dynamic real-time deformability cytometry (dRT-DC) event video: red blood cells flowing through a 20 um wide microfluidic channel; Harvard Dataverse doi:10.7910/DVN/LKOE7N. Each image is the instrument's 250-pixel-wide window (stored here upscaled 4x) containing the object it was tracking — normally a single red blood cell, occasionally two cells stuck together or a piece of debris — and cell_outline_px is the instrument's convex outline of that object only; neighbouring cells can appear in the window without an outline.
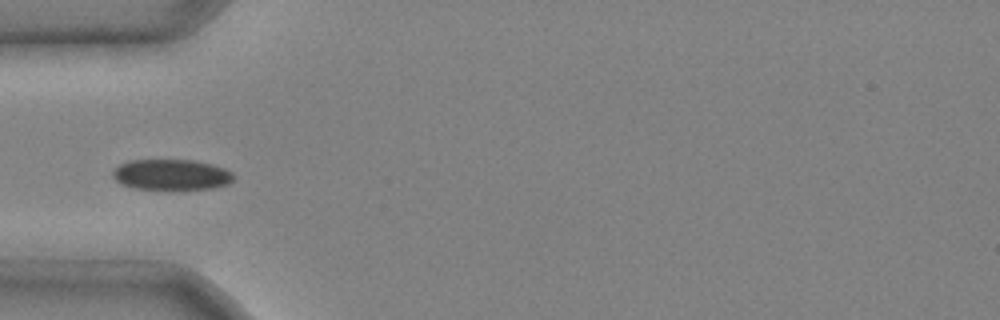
{"species": "common noctule bat (a hibernating species)", "species_latin": "Nyctalus noctula", "temperature_condition": "cold", "stored_images_in_passage": 4, "camera_frame_rate_fps": 3000, "um_per_image_px": 0.085, "animal": {"sex": "male", "body_mass_g": 20.4}, "frame": {"image": 1, "passage_image": 3, "time_ms": 0.667, "image_size_px": [1000, 320], "cell_outline_px": [[236, 176], [228, 184], [216, 188], [136, 188], [120, 184], [112, 176], [112, 172], [120, 164], [128, 160], [192, 160], [212, 164], [224, 168], [232, 172]], "centroid_in_image_um": [14.58, 14.83], "position_along_channel_um": 70.4, "area_um2": 21.39}}
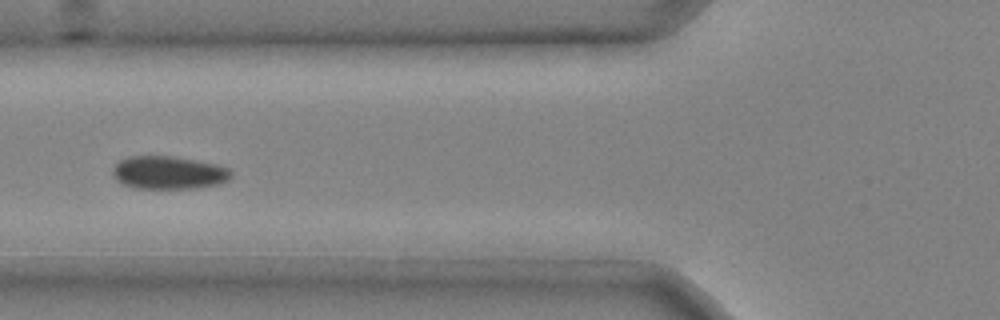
{"frame": {"image": 2, "passage_image": 4, "time_ms": 1.0, "image_size_px": [1000, 320], "cell_outline_px": [[232, 176], [228, 180], [220, 184], [192, 188], [132, 188], [120, 184], [116, 180], [112, 172], [112, 168], [120, 160], [128, 156], [172, 156], [196, 160], [216, 164], [228, 168], [232, 172]], "centroid_in_image_um": [14.31, 14.67], "position_along_channel_um": 111.5, "area_um2": 22.95}}